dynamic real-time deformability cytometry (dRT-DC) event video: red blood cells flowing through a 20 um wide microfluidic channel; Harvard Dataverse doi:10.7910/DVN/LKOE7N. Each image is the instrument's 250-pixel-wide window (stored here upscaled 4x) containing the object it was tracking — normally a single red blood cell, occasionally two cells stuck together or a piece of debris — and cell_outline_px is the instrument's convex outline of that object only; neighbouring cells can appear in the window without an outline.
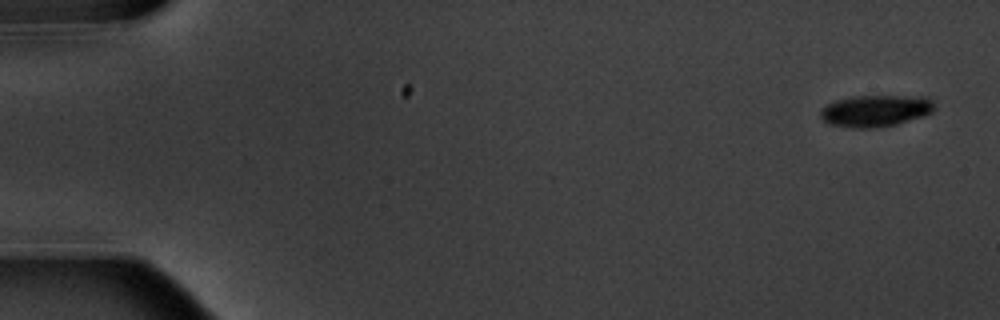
{"species": "common noctule bat (a hibernating species)", "species_latin": "Nyctalus noctula", "temperature_condition": "warm", "stored_images_in_passage": 10, "camera_frame_rate_fps": 3000, "um_per_image_px": 0.085, "animal": {"sex": "male", "body_mass_g": 20.1, "forearm_length_mm": 53.5}, "frame": {"image": 1, "passage_image": 1, "time_ms": 0.0, "image_size_px": [1000, 320], "cell_outline_px": [[936, 108], [932, 112], [924, 116], [896, 124], [876, 128], [848, 128], [828, 124], [820, 116], [820, 108], [836, 100], [852, 96], [928, 96], [936, 104]], "centroid_in_image_um": [74.44, 9.42], "position_along_channel_um": 10.6, "area_um2": 21.44}}
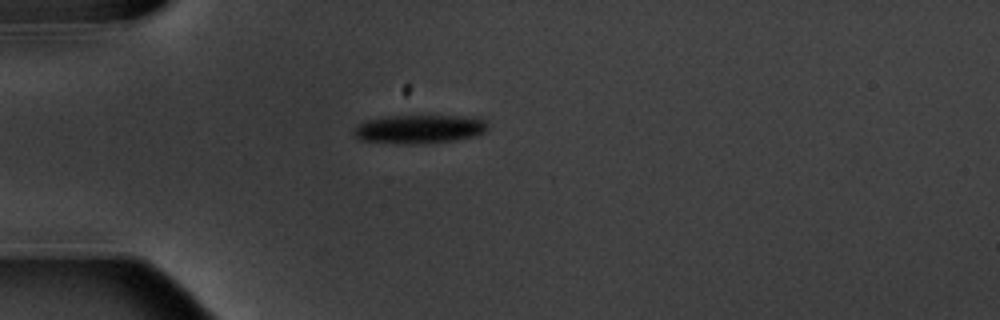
{"frame": {"image": 2, "passage_image": 5, "time_ms": 4.667, "image_size_px": [1000, 320], "cell_outline_px": [[488, 128], [484, 132], [476, 136], [452, 140], [408, 144], [360, 140], [352, 132], [360, 124], [368, 120], [388, 116], [480, 116], [488, 120]], "centroid_in_image_um": [35.74, 10.95], "position_along_channel_um": 49.3, "area_um2": 22.25}}
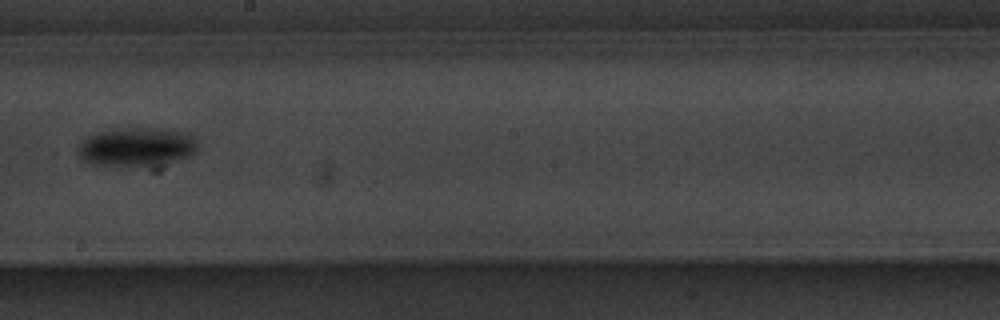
{"frame": {"image": 3, "passage_image": 10, "time_ms": 10.333, "image_size_px": [1000, 320], "cell_outline_px": [[196, 152], [192, 156], [176, 160], [144, 164], [96, 164], [84, 160], [80, 156], [80, 144], [88, 136], [100, 132], [132, 128], [156, 128], [188, 132], [196, 140]], "centroid_in_image_um": [11.69, 12.44], "position_along_channel_um": 236.5, "area_um2": 25.78}}